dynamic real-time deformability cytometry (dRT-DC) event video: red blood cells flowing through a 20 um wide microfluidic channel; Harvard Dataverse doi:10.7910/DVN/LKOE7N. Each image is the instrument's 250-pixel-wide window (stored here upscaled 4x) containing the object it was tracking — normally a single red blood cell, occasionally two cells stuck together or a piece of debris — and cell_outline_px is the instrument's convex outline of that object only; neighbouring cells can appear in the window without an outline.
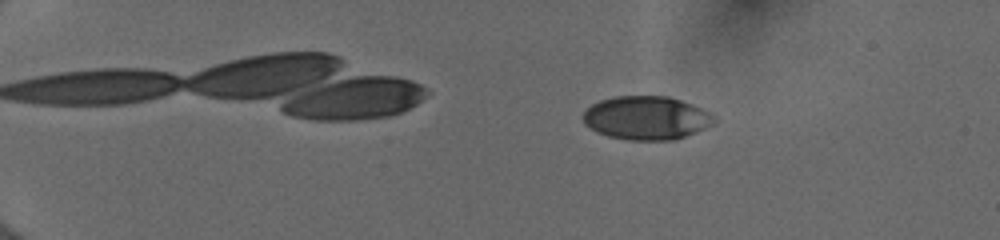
{"species": "human", "species_latin": "Homo sapiens", "temperature_condition": "cold", "stored_images_in_passage": 54, "camera_frame_rate_fps": 3000, "um_per_image_px": 0.085, "donor": {"sex": "female"}, "frame": {"image": 1, "passage_image": 11, "time_ms": 3.333, "image_size_px": [1000, 240], "cell_outline_px": [[716, 120], [712, 124], [696, 132], [676, 140], [628, 140], [608, 136], [596, 132], [584, 124], [584, 112], [592, 104], [600, 100], [616, 96], [668, 96], [680, 100], [700, 108], [716, 116]], "centroid_in_image_um": [54.94, 10.03], "position_along_channel_um": 30.1, "area_um2": 33.18}}
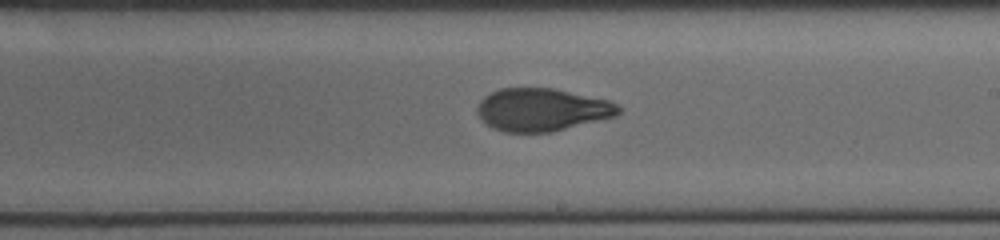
{"frame": {"image": 2, "passage_image": 35, "time_ms": 11.333, "image_size_px": [1000, 240], "cell_outline_px": [[620, 112], [616, 116], [552, 132], [504, 132], [492, 128], [476, 112], [476, 108], [480, 100], [484, 96], [500, 88], [552, 88], [608, 100], [616, 104], [620, 108]], "centroid_in_image_um": [46.05, 9.33], "position_along_channel_um": 243.0, "area_um2": 35.03}}
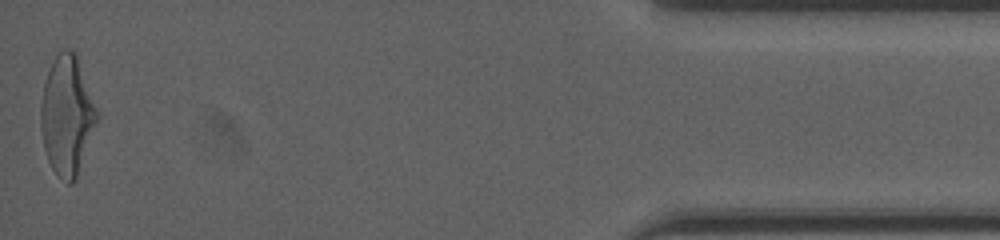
{"frame": {"image": 3, "passage_image": 54, "time_ms": 17.667, "image_size_px": [1000, 240], "cell_outline_px": [[100, 112], [76, 176], [72, 184], [68, 184], [52, 168], [48, 160], [44, 148], [40, 124], [40, 108], [44, 84], [52, 60], [64, 48], [72, 48], [76, 52]], "centroid_in_image_um": [5.7, 9.73], "position_along_channel_um": 429.5, "area_um2": 38.9}, "authors_computed_cell_mechanics": {"area_um2": 35.258, "velocity_mm_per_s": 4.0152, "shape_relaxation_time_tau1_ms": 4.8004, "shape_relaxation_time_tau2_ms": 1.2809, "deformation_change_tau1": 0.1899, "deformation_change_tau2": 0.0756}}